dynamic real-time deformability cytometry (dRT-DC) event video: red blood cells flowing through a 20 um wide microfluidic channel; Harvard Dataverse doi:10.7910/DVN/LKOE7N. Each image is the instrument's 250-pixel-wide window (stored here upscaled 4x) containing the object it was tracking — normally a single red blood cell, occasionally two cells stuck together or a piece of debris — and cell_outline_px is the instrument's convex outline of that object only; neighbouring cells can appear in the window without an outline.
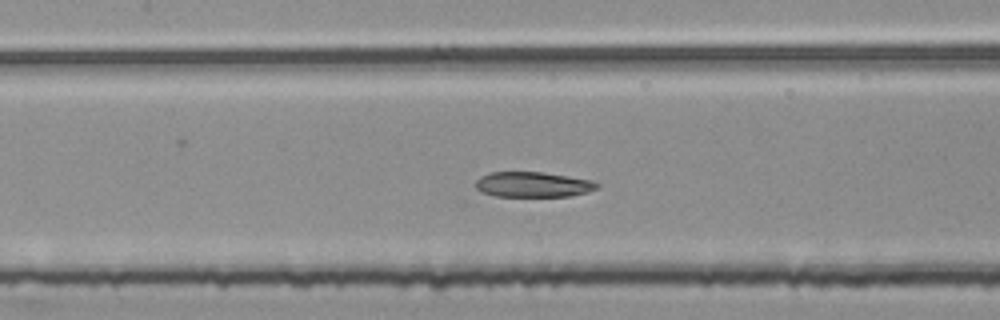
{"species": "common noctule bat (a hibernating species)", "species_latin": "Nyctalus noctula", "temperature_condition": "room temperature", "stored_images_in_passage": 12, "camera_frame_rate_fps": 3000, "um_per_image_px": 0.085, "animal": {"sex": "female", "body_mass_g": 25.1}, "frame": {"image": 1, "passage_image": 10, "time_ms": 3.0, "image_size_px": [1000, 320], "cell_outline_px": [[600, 184], [596, 188], [588, 192], [568, 196], [492, 196], [480, 192], [476, 188], [476, 180], [480, 176], [492, 172], [544, 172], [592, 180]], "centroid_in_image_um": [45.28, 15.68], "position_along_channel_um": 162.1, "area_um2": 17.92}}